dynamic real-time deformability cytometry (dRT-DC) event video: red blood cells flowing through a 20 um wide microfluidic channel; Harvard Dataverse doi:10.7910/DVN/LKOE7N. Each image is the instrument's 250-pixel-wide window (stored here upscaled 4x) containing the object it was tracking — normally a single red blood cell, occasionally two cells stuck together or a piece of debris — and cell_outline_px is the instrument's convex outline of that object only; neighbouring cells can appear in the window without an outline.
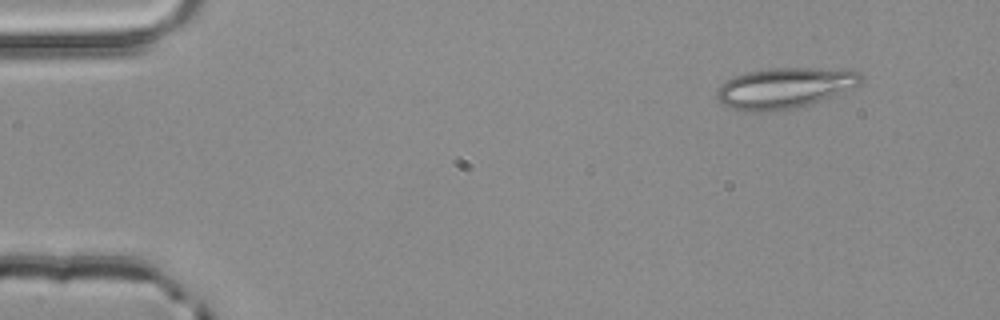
{"species": "common noctule bat (a hibernating species)", "species_latin": "Nyctalus noctula", "temperature_condition": "room temperature", "stored_images_in_passage": 3, "camera_frame_rate_fps": 3000, "um_per_image_px": 0.085, "animal": {"sex": "male", "body_mass_g": 20.4}, "frame": {"image": 1, "passage_image": 1, "time_ms": 0.0, "image_size_px": [1000, 320], "cell_outline_px": [[864, 80], [856, 88], [812, 104], [796, 108], [756, 112], [732, 108], [724, 104], [716, 96], [716, 88], [728, 80], [736, 76], [748, 72], [768, 68], [848, 68], [860, 72], [864, 76]], "centroid_in_image_um": [66.82, 7.46], "position_along_channel_um": 18.2, "area_um2": 34.56}}